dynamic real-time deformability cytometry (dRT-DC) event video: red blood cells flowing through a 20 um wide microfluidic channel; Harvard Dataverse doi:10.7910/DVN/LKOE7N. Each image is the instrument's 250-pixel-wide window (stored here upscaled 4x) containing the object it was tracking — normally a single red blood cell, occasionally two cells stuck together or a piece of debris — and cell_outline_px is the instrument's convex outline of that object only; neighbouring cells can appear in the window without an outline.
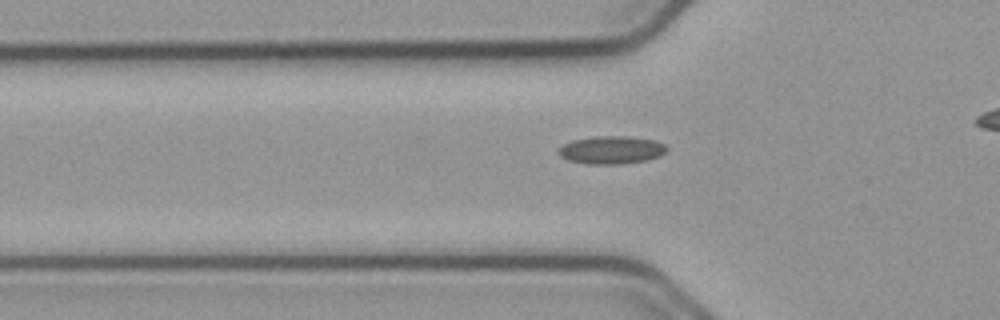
{"species": "common noctule bat (a hibernating species)", "species_latin": "Nyctalus noctula", "temperature_condition": "cold", "stored_images_in_passage": 35, "camera_frame_rate_fps": 3000, "um_per_image_px": 0.085, "animal": {"sex": "male", "body_mass_g": 23.1, "forearm_length_mm": 52.7}, "frame": {"image": 1, "passage_image": 6, "time_ms": 1.667, "image_size_px": [1000, 320], "cell_outline_px": [[668, 148], [660, 156], [648, 160], [620, 164], [588, 164], [568, 160], [560, 156], [560, 148], [564, 144], [572, 140], [596, 136], [624, 136], [656, 140], [664, 144]], "centroid_in_image_um": [52.0, 12.75], "position_along_channel_um": 73.8, "area_um2": 17.51}}
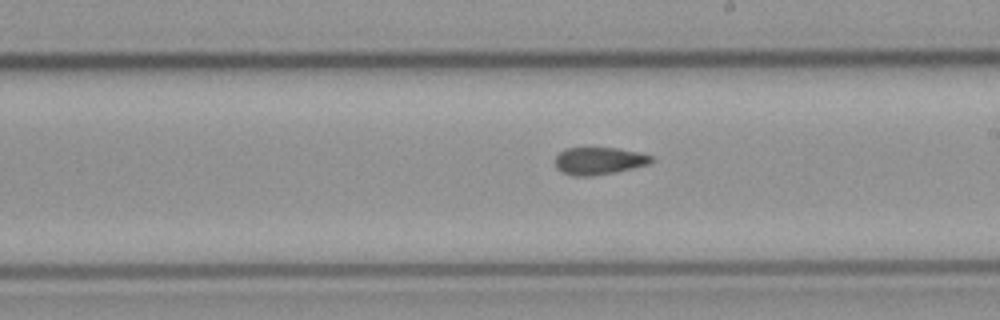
{"frame": {"image": 2, "passage_image": 19, "time_ms": 6.0, "image_size_px": [1000, 320], "cell_outline_px": [[652, 160], [648, 164], [616, 172], [592, 176], [572, 176], [560, 172], [556, 168], [556, 156], [564, 148], [616, 148], [636, 152], [652, 156]], "centroid_in_image_um": [50.86, 13.68], "position_along_channel_um": 238.1, "area_um2": 15.26}}
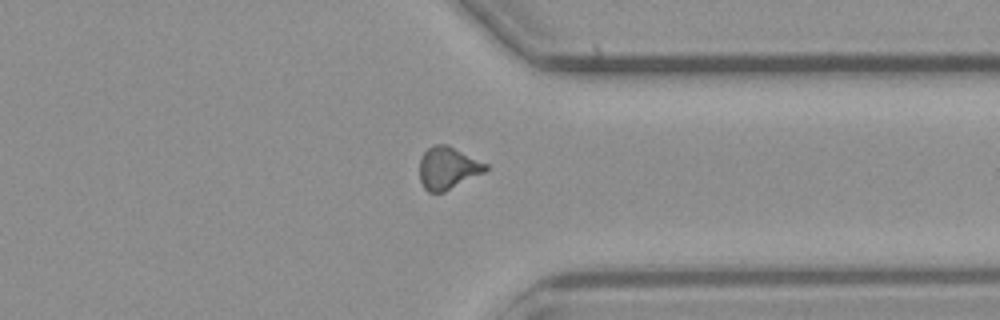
{"frame": {"image": 3, "passage_image": 30, "time_ms": 9.667, "image_size_px": [1000, 320], "cell_outline_px": [[488, 168], [484, 172], [444, 192], [428, 192], [424, 188], [420, 180], [420, 160], [424, 152], [428, 148], [436, 144], [448, 144], [488, 164]], "centroid_in_image_um": [38.06, 14.27], "position_along_channel_um": 373.3, "area_um2": 16.24}, "authors_computed_cell_mechanics": {"area_um2": 15.7794, "velocity_mm_per_s": 3.7583, "shape_relaxation_time_tau1_ms": null, "shape_relaxation_time_tau2_ms": 4.4592, "deformation_change_tau1": null, "deformation_change_tau2": 0.1182}}